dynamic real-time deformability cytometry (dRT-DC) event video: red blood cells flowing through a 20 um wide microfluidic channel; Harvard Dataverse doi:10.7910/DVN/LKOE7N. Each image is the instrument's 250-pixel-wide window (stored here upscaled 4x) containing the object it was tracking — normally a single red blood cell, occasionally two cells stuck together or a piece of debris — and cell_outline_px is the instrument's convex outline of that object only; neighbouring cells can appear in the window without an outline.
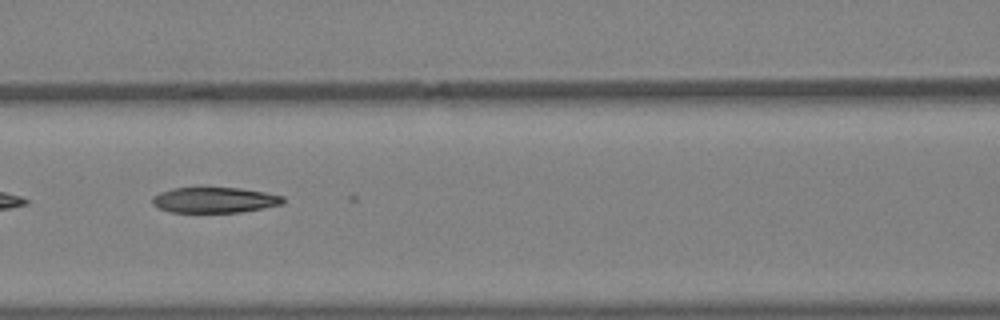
{"species": "Egyptian fruit bat (a non-hibernating species)", "species_latin": "Rousettus aegyptiacus", "temperature_condition": "warm", "stored_images_in_passage": 31, "segment_of_instrument_passage": [2, 2], "camera_frame_rate_fps": 3000, "um_per_image_px": 0.085, "animal": {"sex": "female"}, "frame": {"image": 1, "passage_image": 16, "time_ms": 5.0, "image_size_px": [1000, 320], "cell_outline_px": [[284, 204], [264, 208], [240, 212], [168, 212], [156, 208], [152, 204], [152, 196], [160, 192], [172, 188], [240, 188], [264, 192], [284, 196]], "centroid_in_image_um": [18.21, 17.01], "position_along_channel_um": 148.4, "area_um2": 19.59}}
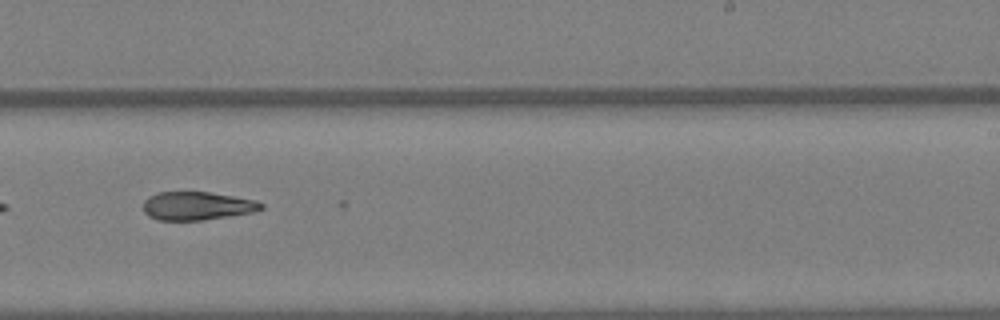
{"frame": {"image": 2, "passage_image": 23, "time_ms": 7.333, "image_size_px": [1000, 320], "cell_outline_px": [[264, 208], [252, 212], [204, 220], [156, 220], [148, 216], [144, 212], [144, 200], [148, 196], [160, 192], [208, 192], [256, 200], [264, 204]], "centroid_in_image_um": [16.73, 17.5], "position_along_channel_um": 272.3, "area_um2": 19.42}}
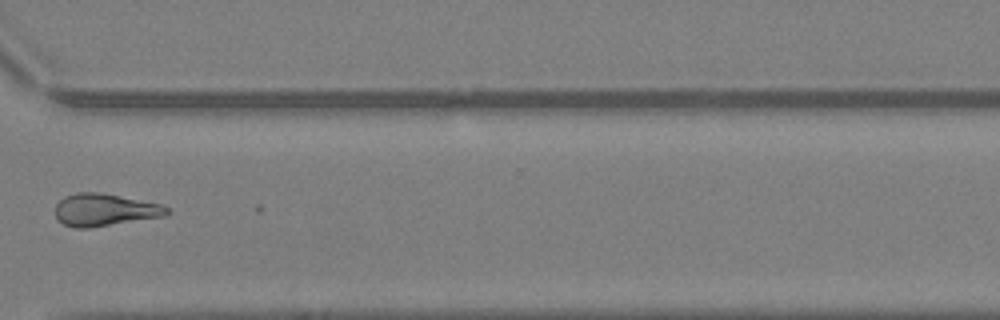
{"frame": {"image": 3, "passage_image": 28, "time_ms": 9.0, "image_size_px": [1000, 320], "cell_outline_px": [[172, 212], [168, 216], [88, 228], [76, 228], [64, 224], [56, 220], [56, 204], [64, 196], [76, 192], [100, 192], [164, 204]], "centroid_in_image_um": [8.95, 17.83], "position_along_channel_um": 361.7, "area_um2": 21.44}}